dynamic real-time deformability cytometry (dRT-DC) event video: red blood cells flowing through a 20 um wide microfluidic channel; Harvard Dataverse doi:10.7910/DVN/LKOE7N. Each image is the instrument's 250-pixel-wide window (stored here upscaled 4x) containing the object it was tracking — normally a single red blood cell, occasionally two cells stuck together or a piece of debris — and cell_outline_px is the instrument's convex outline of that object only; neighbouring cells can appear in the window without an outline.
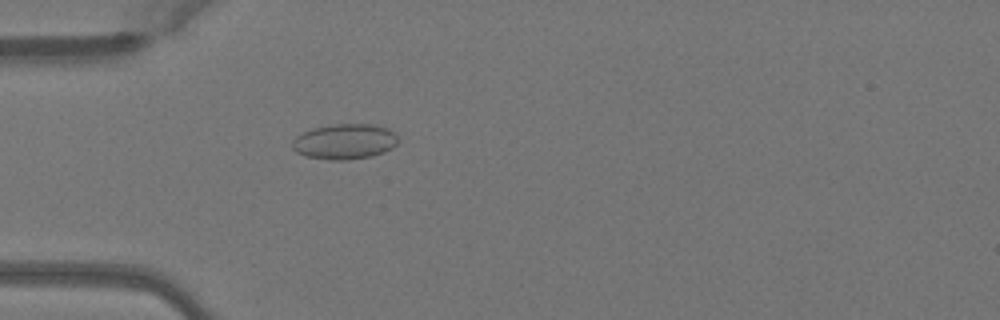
{"species": "Egyptian fruit bat (a non-hibernating species)", "species_latin": "Rousettus aegyptiacus", "temperature_condition": "warm", "stored_images_in_passage": 50, "camera_frame_rate_fps": 3000, "um_per_image_px": 0.085, "animal": {"sex": "female"}, "frame": {"image": 1, "passage_image": 15, "time_ms": 4.667, "image_size_px": [1000, 320], "cell_outline_px": [[400, 140], [392, 148], [384, 152], [372, 156], [348, 160], [328, 160], [304, 156], [296, 152], [292, 148], [292, 140], [296, 136], [312, 128], [336, 124], [372, 124], [388, 128], [396, 132]], "centroid_in_image_um": [29.32, 12.04], "position_along_channel_um": 55.7, "area_um2": 22.14}}
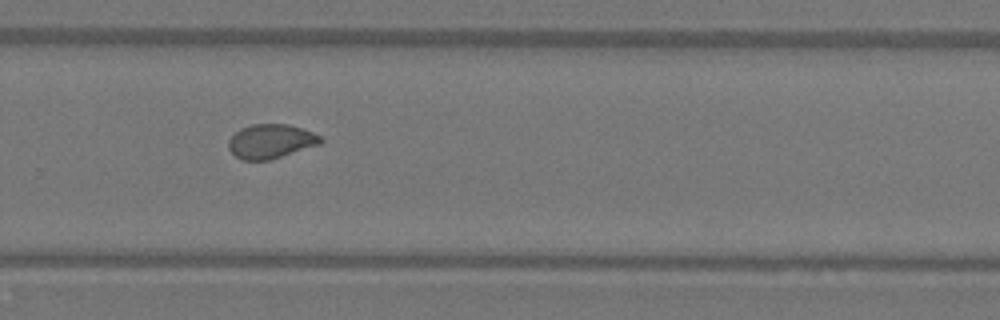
{"frame": {"image": 2, "passage_image": 34, "time_ms": 11.0, "image_size_px": [1000, 320], "cell_outline_px": [[324, 140], [320, 144], [268, 160], [244, 160], [236, 156], [228, 148], [228, 140], [240, 128], [252, 124], [288, 124], [312, 132], [320, 136]], "centroid_in_image_um": [23.0, 12.0], "position_along_channel_um": 306.8, "area_um2": 18.15}}
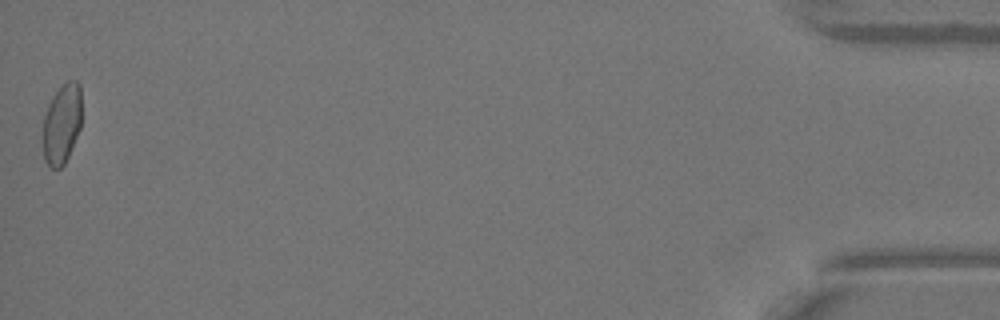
{"frame": {"image": 3, "passage_image": 50, "time_ms": 16.333, "image_size_px": [1000, 320], "cell_outline_px": [[80, 128], [68, 156], [64, 164], [60, 168], [52, 168], [44, 160], [44, 116], [48, 104], [52, 96], [68, 80], [76, 80], [80, 84]], "centroid_in_image_um": [5.26, 10.51], "position_along_channel_um": 429.9, "area_um2": 17.69}, "authors_computed_cell_mechanics": {"area_um2": 18.8428, "velocity_mm_per_s": 4.0689, "shape_relaxation_time_tau1_ms": null, "shape_relaxation_time_tau2_ms": 0.6697, "deformation_change_tau1": null, "deformation_change_tau2": 0.0517}}